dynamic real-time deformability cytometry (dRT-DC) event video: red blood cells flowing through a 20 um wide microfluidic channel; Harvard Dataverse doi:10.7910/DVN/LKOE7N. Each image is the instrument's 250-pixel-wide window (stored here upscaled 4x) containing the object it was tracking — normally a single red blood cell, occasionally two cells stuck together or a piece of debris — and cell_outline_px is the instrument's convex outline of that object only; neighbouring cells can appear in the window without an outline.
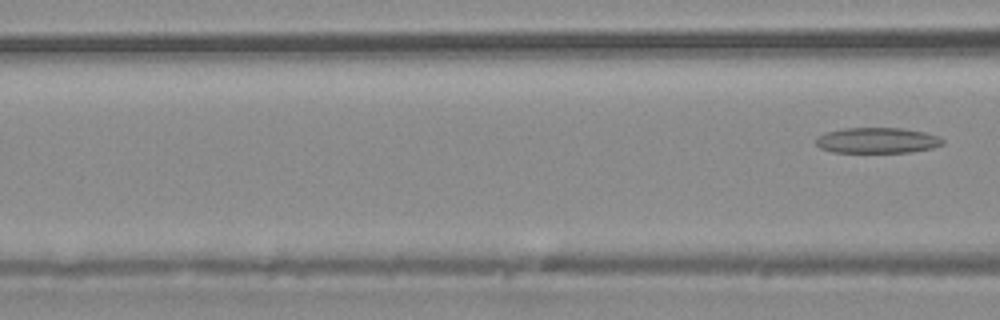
{"species": "common noctule bat (a hibernating species)", "species_latin": "Nyctalus noctula", "temperature_condition": "warm", "stored_images_in_passage": 3, "segment_of_instrument_passage": [2, 2], "camera_frame_rate_fps": 3000, "um_per_image_px": 0.085, "animal": {"sex": "male", "body_mass_g": 20.4}, "frame": {"image": 1, "passage_image": 3, "time_ms": 2.333, "image_size_px": [1000, 320], "cell_outline_px": [[944, 144], [932, 148], [912, 152], [832, 152], [820, 148], [816, 144], [816, 140], [824, 132], [844, 128], [900, 128], [924, 132], [940, 136], [944, 140]], "centroid_in_image_um": [74.59, 11.93], "position_along_channel_um": 92.0, "area_um2": 18.96}}